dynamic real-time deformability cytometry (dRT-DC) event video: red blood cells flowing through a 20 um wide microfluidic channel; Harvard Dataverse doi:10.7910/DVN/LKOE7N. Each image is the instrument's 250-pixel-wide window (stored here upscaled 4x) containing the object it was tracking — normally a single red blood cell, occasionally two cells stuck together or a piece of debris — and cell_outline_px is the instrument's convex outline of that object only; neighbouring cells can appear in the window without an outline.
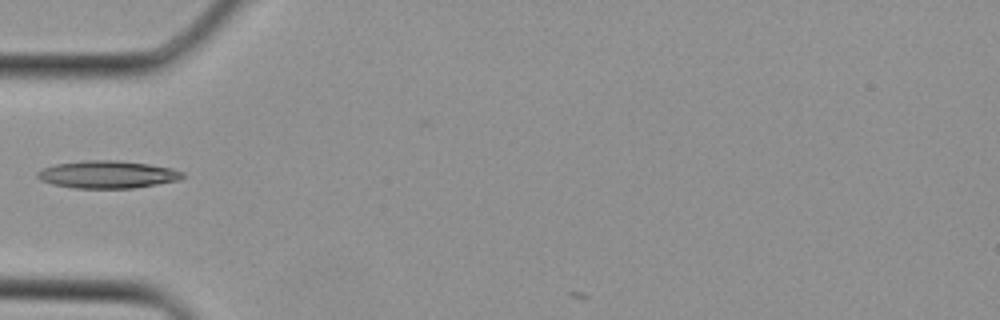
{"species": "Egyptian fruit bat (a non-hibernating species)", "species_latin": "Rousettus aegyptiacus", "temperature_condition": "cold", "stored_images_in_passage": 4, "camera_frame_rate_fps": 3000, "um_per_image_px": 0.085, "animal": {"sex": "female"}, "frame": {"image": 1, "passage_image": 4, "time_ms": 1.0, "image_size_px": [1000, 320], "cell_outline_px": [[184, 176], [180, 180], [132, 188], [76, 188], [52, 184], [40, 180], [36, 176], [36, 172], [44, 168], [56, 164], [84, 160], [116, 160], [148, 164], [172, 168], [184, 172]], "centroid_in_image_um": [9.13, 14.83], "position_along_channel_um": 75.9, "area_um2": 23.24}}